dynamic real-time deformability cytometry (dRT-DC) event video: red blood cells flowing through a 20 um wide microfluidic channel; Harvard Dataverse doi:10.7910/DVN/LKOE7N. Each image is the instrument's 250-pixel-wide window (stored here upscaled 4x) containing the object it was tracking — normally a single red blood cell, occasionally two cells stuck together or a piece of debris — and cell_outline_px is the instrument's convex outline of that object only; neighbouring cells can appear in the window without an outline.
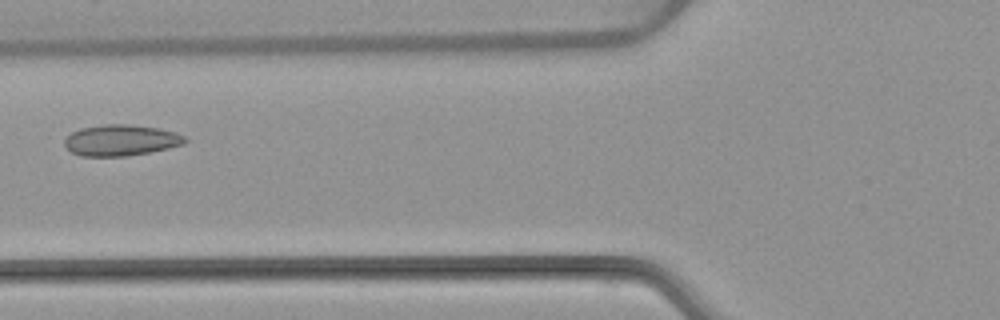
{"species": "common noctule bat (a hibernating species)", "species_latin": "Nyctalus noctula", "temperature_condition": "warm", "stored_images_in_passage": 3, "camera_frame_rate_fps": 3000, "um_per_image_px": 0.085, "animal": {"sex": "female", "body_mass_g": 22.7, "forearm_length_mm": 54.2}, "frame": {"image": 1, "passage_image": 3, "time_ms": 2.333, "image_size_px": [1000, 320], "cell_outline_px": [[188, 140], [184, 144], [168, 148], [128, 156], [80, 156], [72, 152], [64, 144], [64, 140], [72, 132], [80, 128], [104, 124], [128, 124], [160, 128], [176, 132], [184, 136]], "centroid_in_image_um": [10.29, 11.91], "position_along_channel_um": 115.5, "area_um2": 21.85}}